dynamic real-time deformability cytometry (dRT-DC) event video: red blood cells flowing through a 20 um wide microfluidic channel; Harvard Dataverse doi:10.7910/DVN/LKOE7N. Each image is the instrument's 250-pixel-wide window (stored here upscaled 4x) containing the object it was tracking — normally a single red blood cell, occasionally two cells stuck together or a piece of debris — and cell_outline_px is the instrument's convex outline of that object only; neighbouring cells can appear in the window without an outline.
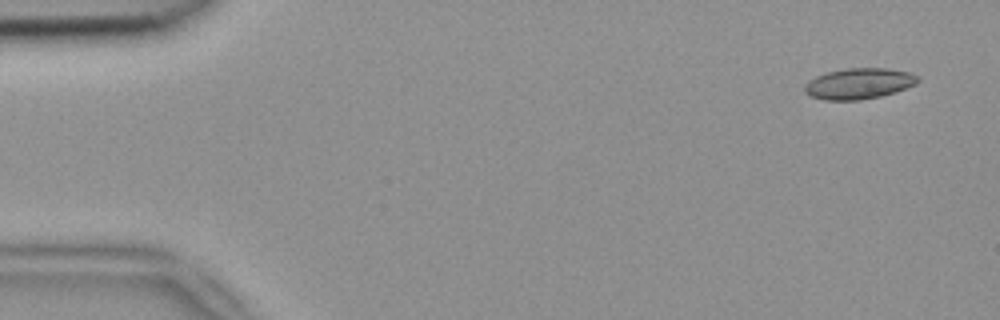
{"species": "common noctule bat (a hibernating species)", "species_latin": "Nyctalus noctula", "temperature_condition": "room temperature", "stored_images_in_passage": 6, "camera_frame_rate_fps": 3000, "um_per_image_px": 0.085, "animal": {"sex": "female", "body_mass_g": 18.4}, "frame": {"image": 1, "passage_image": 1, "time_ms": 0.0, "image_size_px": [1000, 320], "cell_outline_px": [[920, 80], [916, 84], [896, 92], [880, 96], [860, 100], [824, 100], [812, 96], [804, 92], [804, 84], [808, 80], [816, 76], [828, 72], [848, 68], [888, 68], [908, 72], [916, 76]], "centroid_in_image_um": [72.99, 7.11], "position_along_channel_um": 12.0, "area_um2": 20.35}}